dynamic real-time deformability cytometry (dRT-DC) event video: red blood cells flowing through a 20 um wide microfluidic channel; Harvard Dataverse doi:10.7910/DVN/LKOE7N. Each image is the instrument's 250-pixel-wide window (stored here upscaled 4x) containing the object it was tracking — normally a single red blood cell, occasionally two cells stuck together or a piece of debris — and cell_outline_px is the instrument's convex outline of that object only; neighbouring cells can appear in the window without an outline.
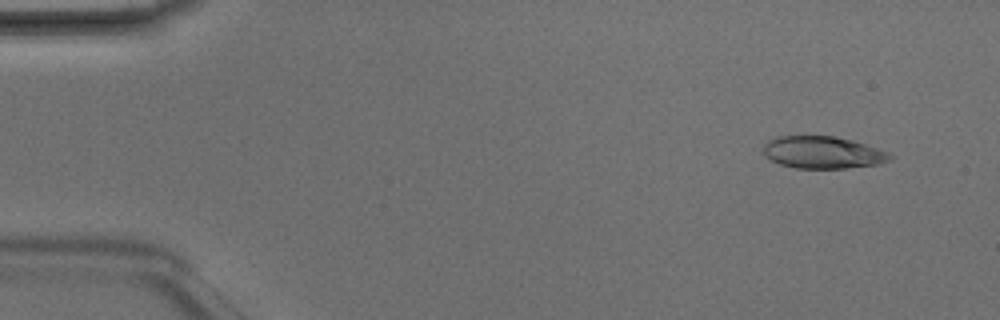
{"species": "Egyptian fruit bat (a non-hibernating species)", "species_latin": "Rousettus aegyptiacus", "temperature_condition": "room temperature", "stored_images_in_passage": 4, "camera_frame_rate_fps": 3000, "um_per_image_px": 0.085, "animal": {"sex": "male"}, "frame": {"image": 1, "passage_image": 2, "time_ms": 0.333, "image_size_px": [1000, 320], "cell_outline_px": [[892, 156], [888, 160], [876, 164], [844, 168], [796, 168], [780, 164], [764, 156], [764, 144], [768, 140], [776, 136], [836, 136], [852, 140], [888, 152]], "centroid_in_image_um": [69.88, 12.95], "position_along_channel_um": 15.1, "area_um2": 23.52}}